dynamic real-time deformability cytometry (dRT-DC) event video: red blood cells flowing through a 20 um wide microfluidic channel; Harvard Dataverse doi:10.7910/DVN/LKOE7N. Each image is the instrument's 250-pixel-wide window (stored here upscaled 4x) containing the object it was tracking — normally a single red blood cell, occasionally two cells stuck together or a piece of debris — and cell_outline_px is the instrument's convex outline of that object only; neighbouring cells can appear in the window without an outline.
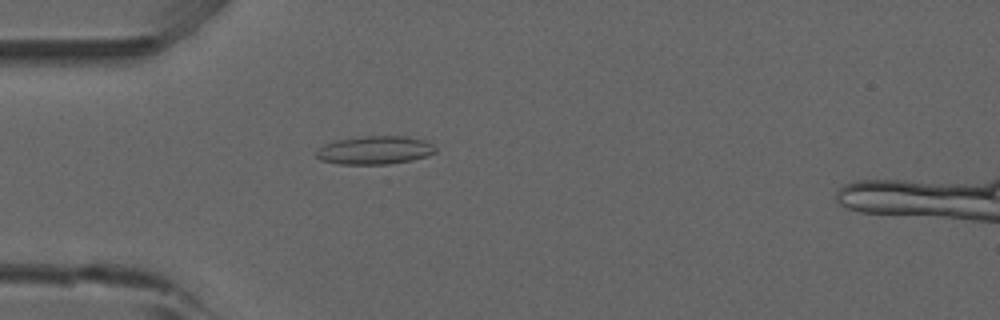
{"species": "common noctule bat (a hibernating species)", "species_latin": "Nyctalus noctula", "temperature_condition": "room temperature", "stored_images_in_passage": 53, "camera_frame_rate_fps": 3000, "um_per_image_px": 0.085, "animal": {"sex": "male", "forearm_length_mm": 52.5}, "frame": {"image": 1, "passage_image": 15, "time_ms": 4.667, "image_size_px": [1000, 320], "cell_outline_px": [[436, 152], [412, 160], [388, 164], [340, 164], [320, 160], [316, 156], [316, 152], [324, 144], [336, 140], [364, 136], [408, 136], [424, 140], [432, 144], [436, 148]], "centroid_in_image_um": [31.86, 12.76], "position_along_channel_um": 53.1, "area_um2": 19.59}}
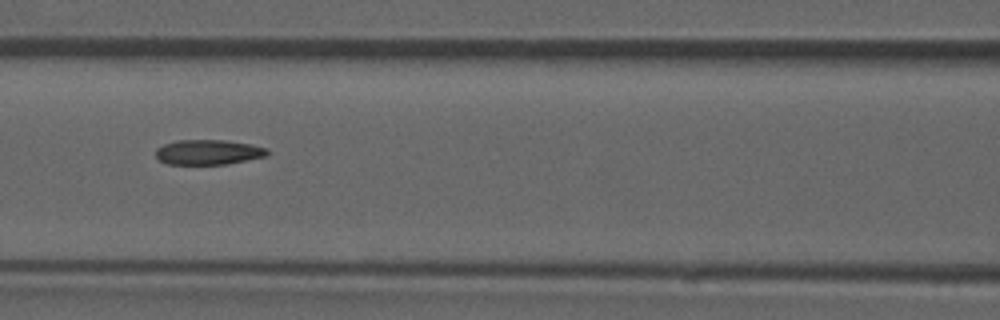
{"frame": {"image": 2, "passage_image": 23, "time_ms": 7.333, "image_size_px": [1000, 320], "cell_outline_px": [[268, 152], [264, 156], [228, 164], [168, 164], [160, 160], [156, 156], [156, 148], [164, 144], [176, 140], [224, 140], [252, 144], [268, 148]], "centroid_in_image_um": [17.69, 12.92], "position_along_channel_um": 148.9, "area_um2": 16.18}}
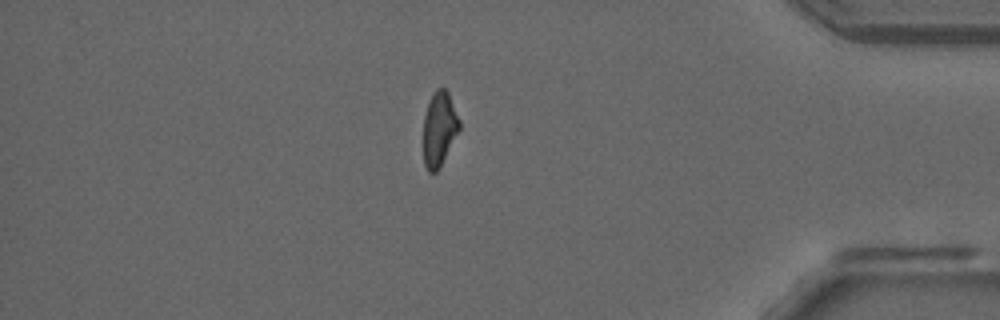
{"frame": {"image": 3, "passage_image": 45, "time_ms": 14.667, "image_size_px": [1000, 320], "cell_outline_px": [[460, 128], [436, 172], [428, 172], [424, 164], [424, 116], [432, 92], [436, 88], [444, 88], [448, 92], [460, 120]], "centroid_in_image_um": [37.33, 10.91], "position_along_channel_um": 397.9, "area_um2": 15.32}}